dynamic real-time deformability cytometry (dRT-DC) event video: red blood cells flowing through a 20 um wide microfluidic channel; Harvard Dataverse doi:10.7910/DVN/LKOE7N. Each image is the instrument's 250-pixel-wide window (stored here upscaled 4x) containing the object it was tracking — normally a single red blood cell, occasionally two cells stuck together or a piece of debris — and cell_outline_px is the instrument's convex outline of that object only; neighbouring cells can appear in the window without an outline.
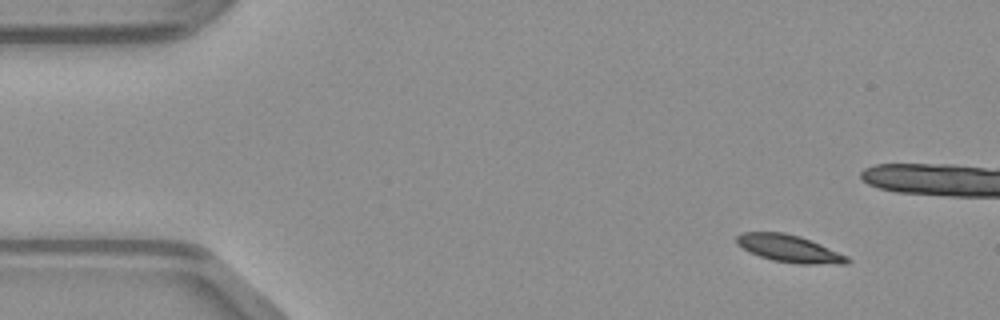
{"species": "common noctule bat (a hibernating species)", "species_latin": "Nyctalus noctula", "temperature_condition": "warm", "stored_images_in_passage": 46, "camera_frame_rate_fps": 3000, "um_per_image_px": 0.085, "animal": {"sex": "male", "body_mass_g": 23.1, "forearm_length_mm": 52.7}, "frame": {"image": 1, "passage_image": 1, "time_ms": 0.0, "image_size_px": [1000, 320], "cell_outline_px": [[852, 260], [848, 264], [800, 264], [772, 260], [760, 256], [736, 244], [736, 236], [740, 232], [784, 232], [800, 236], [820, 244], [848, 256]], "centroid_in_image_um": [67.11, 21.13], "position_along_channel_um": 17.9, "area_um2": 17.57}}
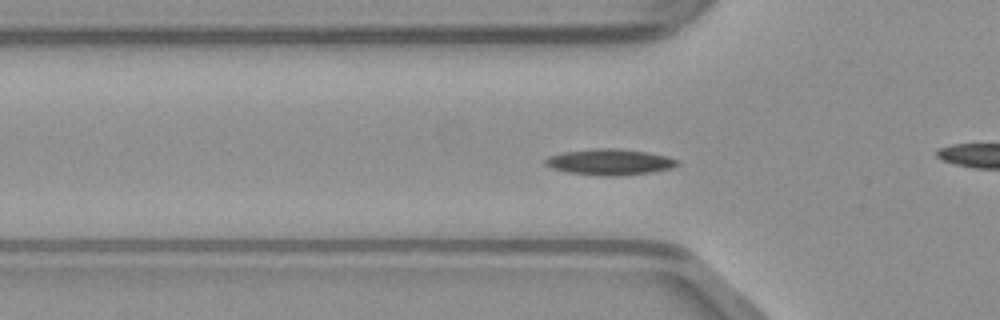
{"frame": {"image": 2, "passage_image": 12, "time_ms": 3.667, "image_size_px": [1000, 320], "cell_outline_px": [[680, 164], [672, 168], [652, 172], [616, 176], [600, 176], [568, 172], [552, 168], [544, 164], [544, 160], [548, 156], [564, 152], [596, 148], [612, 148], [648, 152], [668, 156], [680, 160]], "centroid_in_image_um": [51.86, 13.77], "position_along_channel_um": 73.9, "area_um2": 20.11}}
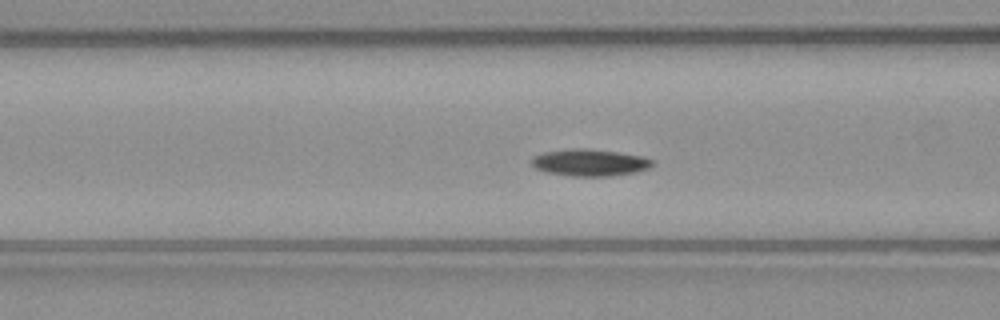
{"frame": {"image": 3, "passage_image": 15, "time_ms": 4.667, "image_size_px": [1000, 320], "cell_outline_px": [[656, 164], [648, 168], [636, 172], [612, 176], [572, 176], [548, 172], [536, 168], [532, 164], [532, 156], [544, 152], [568, 148], [588, 148], [644, 156], [656, 160]], "centroid_in_image_um": [50.19, 13.81], "position_along_channel_um": 116.4, "area_um2": 19.13}}